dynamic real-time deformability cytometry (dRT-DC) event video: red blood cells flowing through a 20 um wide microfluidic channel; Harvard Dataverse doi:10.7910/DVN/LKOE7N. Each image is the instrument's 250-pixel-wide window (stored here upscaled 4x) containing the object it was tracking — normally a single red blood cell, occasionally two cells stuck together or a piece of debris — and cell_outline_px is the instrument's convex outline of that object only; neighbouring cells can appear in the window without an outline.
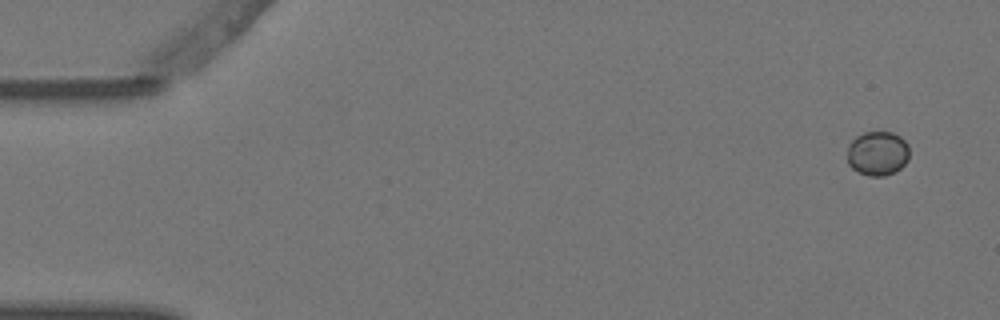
{"species": "Egyptian fruit bat (a non-hibernating species)", "species_latin": "Rousettus aegyptiacus", "temperature_condition": "warm", "stored_images_in_passage": 4, "camera_frame_rate_fps": 3000, "um_per_image_px": 0.085, "animal": {"sex": "female"}, "frame": {"image": 1, "passage_image": 1, "time_ms": 0.0, "image_size_px": [1000, 320], "cell_outline_px": [[908, 160], [896, 172], [884, 176], [868, 176], [856, 172], [848, 164], [848, 144], [856, 136], [864, 132], [892, 132], [900, 136], [908, 144]], "centroid_in_image_um": [74.58, 13.05], "position_along_channel_um": 10.4, "area_um2": 16.24}}
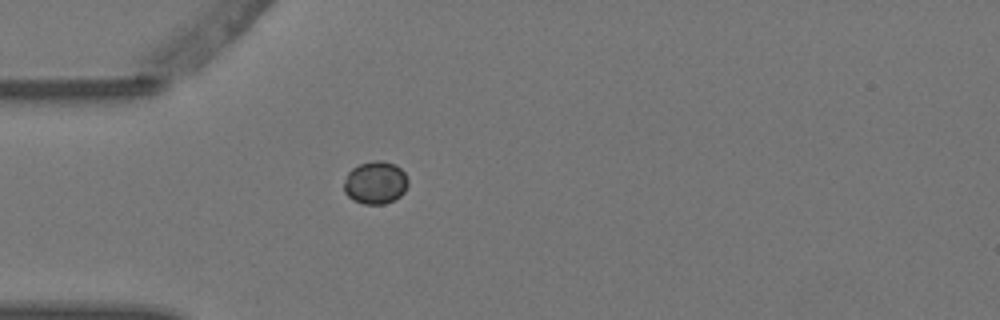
{"frame": {"image": 2, "passage_image": 4, "time_ms": 1.0, "image_size_px": [1000, 320], "cell_outline_px": [[408, 184], [404, 192], [400, 196], [384, 204], [364, 204], [352, 200], [344, 192], [344, 180], [348, 172], [352, 168], [360, 164], [372, 160], [380, 160], [396, 164], [404, 172], [408, 180]], "centroid_in_image_um": [31.9, 15.52], "position_along_channel_um": 53.1, "area_um2": 16.07}}